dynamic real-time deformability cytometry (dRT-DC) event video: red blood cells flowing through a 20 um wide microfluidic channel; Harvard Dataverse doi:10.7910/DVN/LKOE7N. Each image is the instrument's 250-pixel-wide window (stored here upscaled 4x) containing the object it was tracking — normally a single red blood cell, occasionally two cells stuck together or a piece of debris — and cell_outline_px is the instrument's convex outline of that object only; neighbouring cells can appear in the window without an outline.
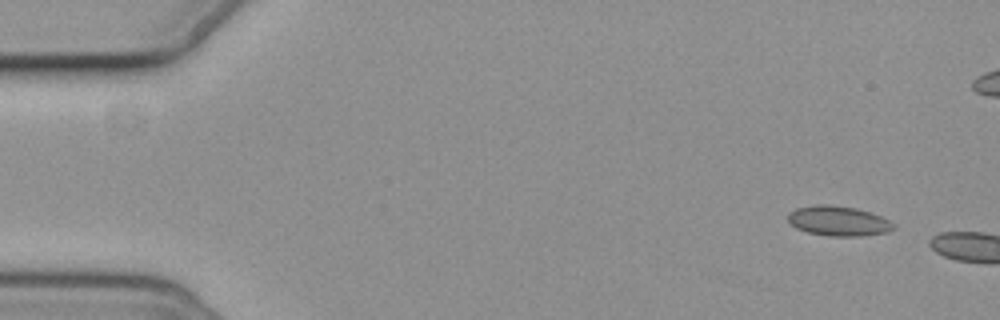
{"species": "common noctule bat (a hibernating species)", "species_latin": "Nyctalus noctula", "temperature_condition": "cold", "stored_images_in_passage": 2, "camera_frame_rate_fps": 3000, "um_per_image_px": 0.085, "animal": {"sex": "female", "body_mass_g": 19.3, "forearm_length_mm": 54.1}, "frame": {"image": 1, "passage_image": 1, "time_ms": 0.0, "image_size_px": [1000, 320], "cell_outline_px": [[896, 228], [888, 232], [860, 236], [828, 236], [808, 232], [796, 228], [788, 220], [788, 212], [796, 208], [820, 204], [824, 204], [856, 208], [880, 216], [896, 224]], "centroid_in_image_um": [71.27, 18.79], "position_along_channel_um": 13.7, "area_um2": 18.32}}